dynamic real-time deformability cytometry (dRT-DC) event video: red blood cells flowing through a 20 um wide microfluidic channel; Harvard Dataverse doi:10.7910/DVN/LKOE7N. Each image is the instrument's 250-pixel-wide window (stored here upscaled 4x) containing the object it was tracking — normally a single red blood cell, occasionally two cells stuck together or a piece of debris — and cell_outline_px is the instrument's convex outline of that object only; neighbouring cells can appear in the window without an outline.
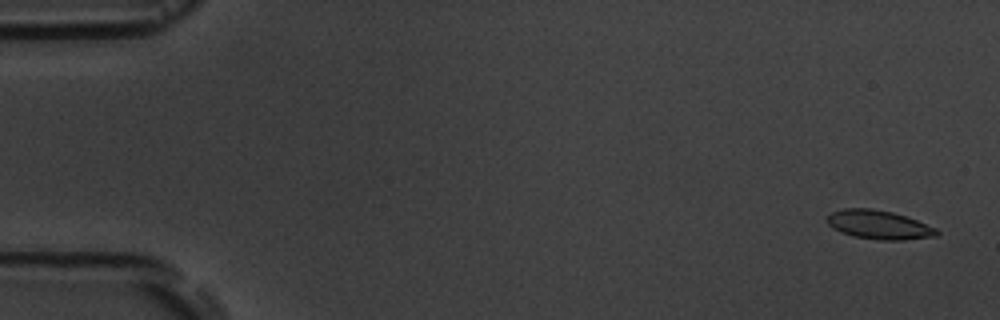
{"species": "common noctule bat (a hibernating species)", "species_latin": "Nyctalus noctula", "temperature_condition": "room temperature", "stored_images_in_passage": 5, "camera_frame_rate_fps": 3000, "um_per_image_px": 0.085, "animal": {"sex": "male", "body_mass_g": 19.5, "forearm_length_mm": 54.6}, "frame": {"image": 1, "passage_image": 1, "time_ms": 0.0, "image_size_px": [1000, 320], "cell_outline_px": [[940, 232], [936, 236], [904, 240], [880, 240], [852, 236], [840, 232], [832, 228], [828, 224], [828, 216], [832, 212], [844, 208], [872, 208], [892, 212], [916, 220], [936, 228]], "centroid_in_image_um": [74.7, 19.11], "position_along_channel_um": 10.3, "area_um2": 18.38}}
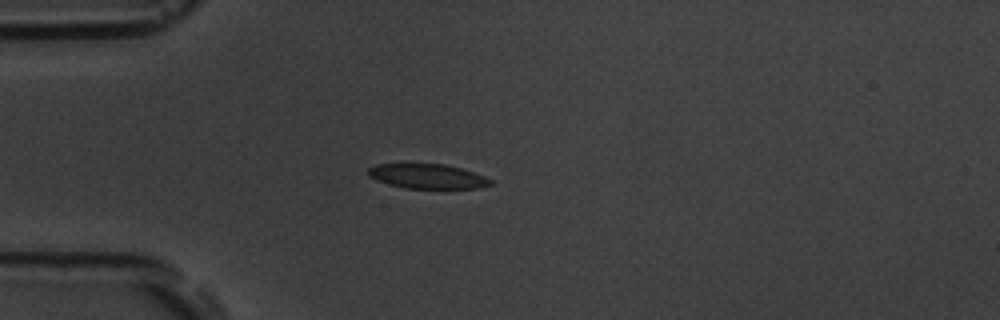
{"frame": {"image": 2, "passage_image": 5, "time_ms": 4.333, "image_size_px": [1000, 320], "cell_outline_px": [[492, 184], [480, 188], [404, 188], [388, 184], [376, 180], [368, 176], [368, 168], [376, 164], [444, 164], [460, 168], [484, 176], [492, 180]], "centroid_in_image_um": [36.31, 14.99], "position_along_channel_um": 48.7, "area_um2": 17.46}}